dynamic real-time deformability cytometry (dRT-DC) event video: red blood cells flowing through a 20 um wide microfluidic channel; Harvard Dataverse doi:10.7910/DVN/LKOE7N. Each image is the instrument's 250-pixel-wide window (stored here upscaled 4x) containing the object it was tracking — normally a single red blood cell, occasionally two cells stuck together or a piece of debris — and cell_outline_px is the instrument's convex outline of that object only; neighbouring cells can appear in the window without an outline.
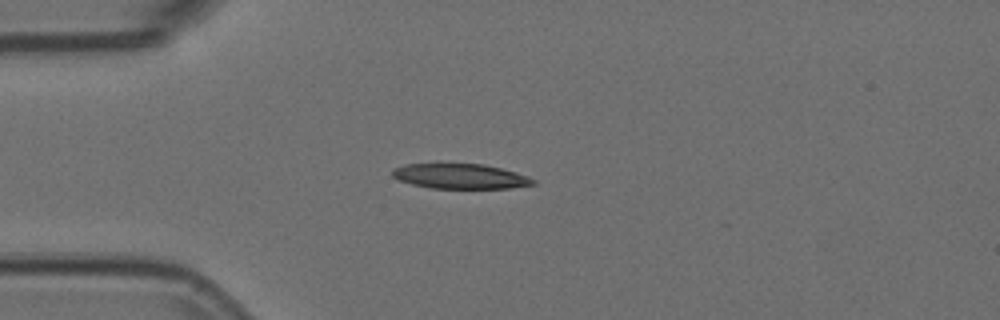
{"species": "Egyptian fruit bat (a non-hibernating species)", "species_latin": "Rousettus aegyptiacus", "temperature_condition": "room temperature", "stored_images_in_passage": 48, "camera_frame_rate_fps": 3000, "um_per_image_px": 0.085, "animal": {"sex": "female"}, "frame": {"image": 1, "passage_image": 12, "time_ms": 3.667, "image_size_px": [1000, 320], "cell_outline_px": [[536, 184], [512, 188], [432, 188], [412, 184], [396, 180], [392, 176], [392, 168], [404, 164], [484, 164], [516, 172], [528, 176], [536, 180]], "centroid_in_image_um": [39.11, 14.98], "position_along_channel_um": 45.9, "area_um2": 20.58}}
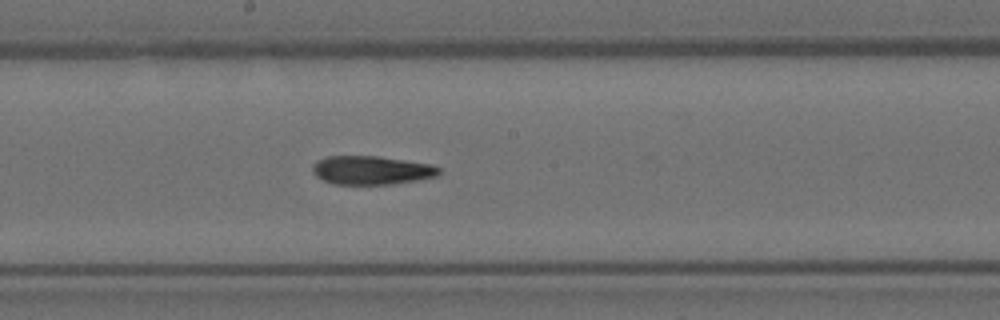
{"frame": {"image": 2, "passage_image": 27, "time_ms": 8.667, "image_size_px": [1000, 320], "cell_outline_px": [[440, 172], [436, 176], [416, 180], [388, 184], [336, 184], [324, 180], [316, 176], [312, 172], [312, 164], [316, 160], [328, 156], [376, 156], [432, 164], [440, 168]], "centroid_in_image_um": [31.54, 14.46], "position_along_channel_um": 216.7, "area_um2": 20.98}}
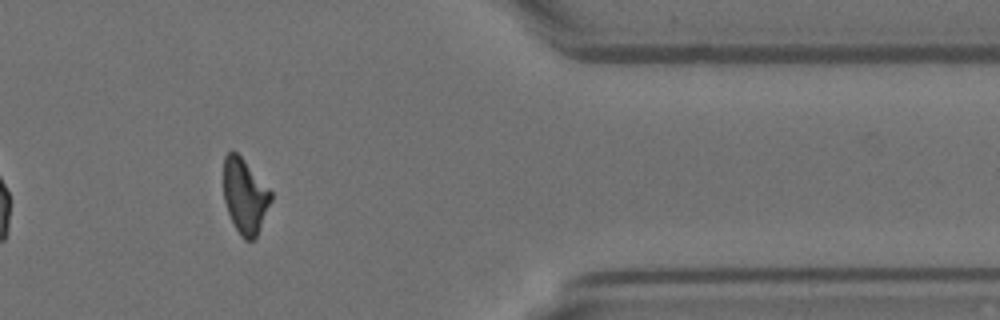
{"frame": {"image": 3, "passage_image": 43, "time_ms": 14.0, "image_size_px": [1000, 320], "cell_outline_px": [[272, 200], [256, 236], [252, 240], [244, 240], [240, 236], [228, 212], [224, 200], [224, 156], [228, 152], [236, 152], [244, 160], [272, 192]], "centroid_in_image_um": [20.81, 16.67], "position_along_channel_um": 390.6, "area_um2": 20.35}, "authors_computed_cell_mechanics": {"area_um2": 21.1548, "velocity_mm_per_s": 3.7252, "shape_relaxation_time_tau1_ms": null, "shape_relaxation_time_tau2_ms": 5.8798, "deformation_change_tau1": null, "deformation_change_tau2": 0.142}}